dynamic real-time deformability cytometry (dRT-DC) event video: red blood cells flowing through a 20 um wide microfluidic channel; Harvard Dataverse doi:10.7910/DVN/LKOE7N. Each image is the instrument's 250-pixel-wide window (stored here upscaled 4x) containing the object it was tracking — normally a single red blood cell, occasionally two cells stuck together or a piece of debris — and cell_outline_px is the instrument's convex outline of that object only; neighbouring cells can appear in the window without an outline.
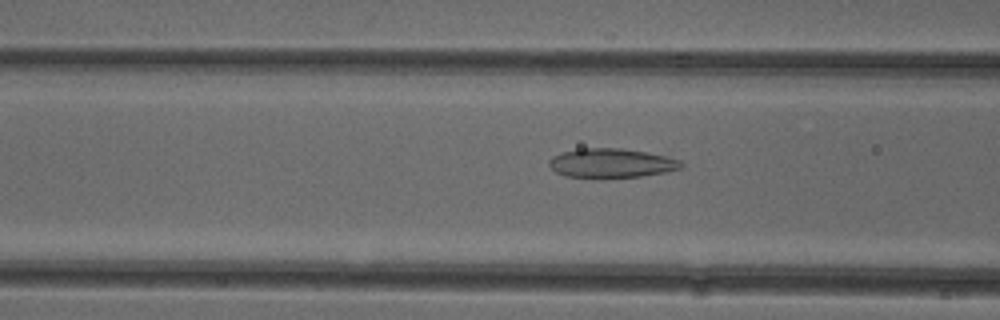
{"species": "common noctule bat (a hibernating species)", "species_latin": "Nyctalus noctula", "temperature_condition": "cold", "stored_images_in_passage": 42, "camera_frame_rate_fps": 3000, "um_per_image_px": 0.085, "animal": {"sex": "female"}, "frame": {"image": 1, "passage_image": 19, "time_ms": 6.0, "image_size_px": [1000, 320], "cell_outline_px": [[684, 164], [680, 168], [664, 172], [640, 176], [564, 176], [556, 172], [548, 164], [548, 160], [552, 156], [560, 152], [580, 148], [624, 148], [668, 156], [680, 160]], "centroid_in_image_um": [51.95, 13.83], "position_along_channel_um": 114.6, "area_um2": 22.14}}
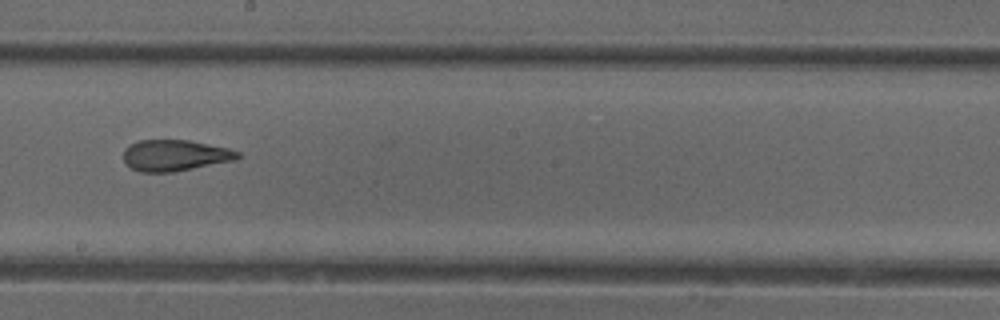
{"frame": {"image": 2, "passage_image": 28, "time_ms": 9.0, "image_size_px": [1000, 320], "cell_outline_px": [[244, 156], [236, 160], [172, 172], [140, 172], [132, 168], [124, 160], [124, 148], [140, 140], [188, 140], [228, 148], [240, 152]], "centroid_in_image_um": [14.92, 13.21], "position_along_channel_um": 233.3, "area_um2": 20.69}}
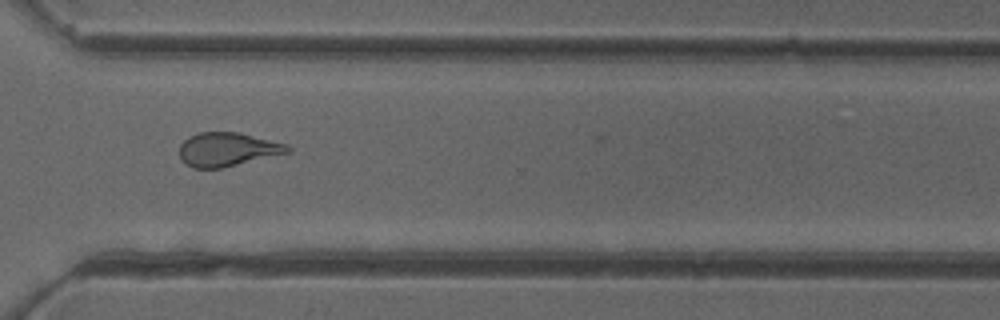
{"frame": {"image": 3, "passage_image": 37, "time_ms": 12.0, "image_size_px": [1000, 320], "cell_outline_px": [[292, 152], [224, 168], [192, 168], [184, 164], [180, 160], [180, 144], [188, 136], [200, 132], [240, 132], [288, 144], [292, 148]], "centroid_in_image_um": [19.36, 12.71], "position_along_channel_um": 351.2, "area_um2": 21.79}, "authors_computed_cell_mechanics": {"area_um2": 22.1085, "velocity_mm_per_s": 3.9387, "shape_relaxation_time_tau1_ms": null, "shape_relaxation_time_tau2_ms": 2.3439, "deformation_change_tau1": null, "deformation_change_tau2": 0.1113}}